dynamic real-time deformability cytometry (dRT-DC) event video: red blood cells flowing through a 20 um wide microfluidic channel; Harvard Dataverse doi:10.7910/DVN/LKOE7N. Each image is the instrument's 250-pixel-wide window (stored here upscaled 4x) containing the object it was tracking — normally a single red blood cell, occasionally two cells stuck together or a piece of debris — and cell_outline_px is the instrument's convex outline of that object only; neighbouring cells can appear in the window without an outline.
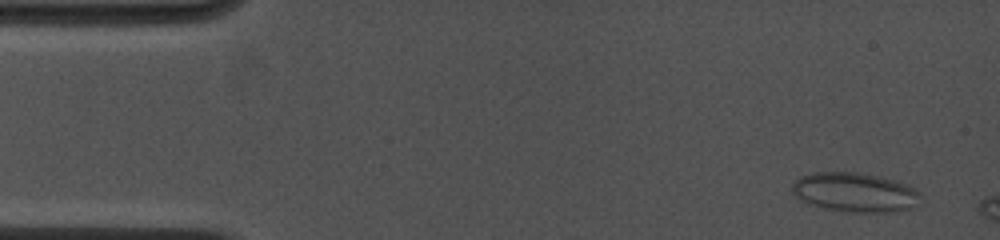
{"species": "common noctule bat (a hibernating species)", "species_latin": "Nyctalus noctula", "temperature_condition": "cold", "stored_images_in_passage": 5, "camera_frame_rate_fps": 4500, "um_per_image_px": 0.085, "animal": {"sex": "female", "body_mass_g": 19.0, "forearm_length_mm": 53.3}, "frame": {"image": 1, "passage_image": 1, "time_ms": 0.0, "image_size_px": [1000, 240], "cell_outline_px": [[920, 196], [916, 208], [892, 212], [844, 212], [812, 204], [800, 200], [792, 192], [792, 184], [800, 176], [812, 172], [856, 172], [876, 176], [908, 184], [920, 192]], "centroid_in_image_um": [72.69, 16.35], "position_along_channel_um": 12.3, "area_um2": 29.48}}